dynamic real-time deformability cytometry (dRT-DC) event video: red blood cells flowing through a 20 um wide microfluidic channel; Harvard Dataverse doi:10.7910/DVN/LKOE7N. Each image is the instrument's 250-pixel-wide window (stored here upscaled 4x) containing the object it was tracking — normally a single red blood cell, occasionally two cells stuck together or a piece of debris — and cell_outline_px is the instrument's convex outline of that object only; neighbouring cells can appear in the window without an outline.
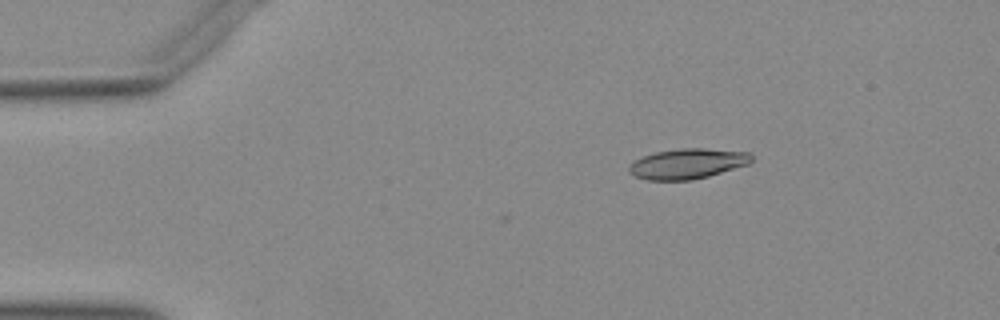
{"species": "Egyptian fruit bat (a non-hibernating species)", "species_latin": "Rousettus aegyptiacus", "temperature_condition": "warm", "stored_images_in_passage": 9, "camera_frame_rate_fps": 3000, "um_per_image_px": 0.085, "animal": {"sex": "female"}, "frame": {"image": 1, "passage_image": 1, "time_ms": 0.0, "image_size_px": [1000, 320], "cell_outline_px": [[752, 160], [748, 164], [708, 176], [692, 180], [644, 180], [628, 172], [628, 164], [644, 156], [656, 152], [680, 148], [704, 148], [748, 152], [752, 156]], "centroid_in_image_um": [58.41, 13.92], "position_along_channel_um": 26.6, "area_um2": 21.5}}